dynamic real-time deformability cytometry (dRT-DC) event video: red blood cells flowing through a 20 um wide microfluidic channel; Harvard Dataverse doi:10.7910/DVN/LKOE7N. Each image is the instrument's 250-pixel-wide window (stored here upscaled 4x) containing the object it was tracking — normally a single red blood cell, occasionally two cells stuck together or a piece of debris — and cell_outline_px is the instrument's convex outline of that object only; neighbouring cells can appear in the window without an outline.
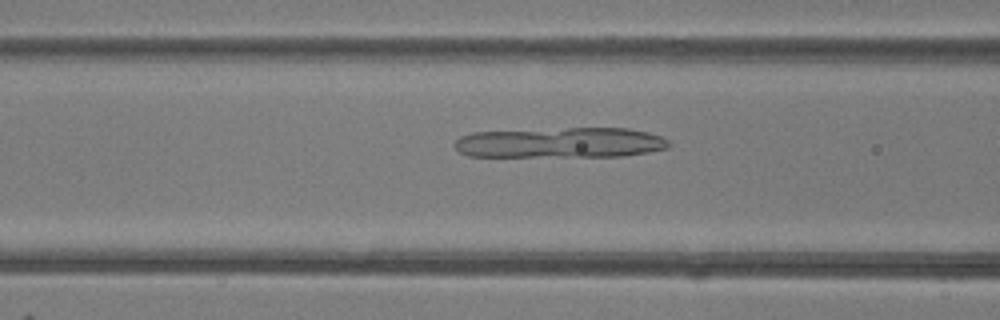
{"species": "common noctule bat (a hibernating species)", "species_latin": "Nyctalus noctula", "temperature_condition": "room temperature", "stored_images_in_passage": 45, "camera_frame_rate_fps": 3000, "um_per_image_px": 0.085, "animal": {"sex": "female"}, "frame": {"image": 1, "passage_image": 16, "time_ms": 5.0, "image_size_px": [1000, 320], "cell_outline_px": [[668, 148], [648, 152], [624, 156], [468, 156], [460, 152], [452, 144], [460, 136], [472, 132], [568, 128], [628, 128], [648, 132], [660, 136], [668, 140]], "centroid_in_image_um": [47.63, 12.12], "position_along_channel_um": 119.0, "area_um2": 37.92}}
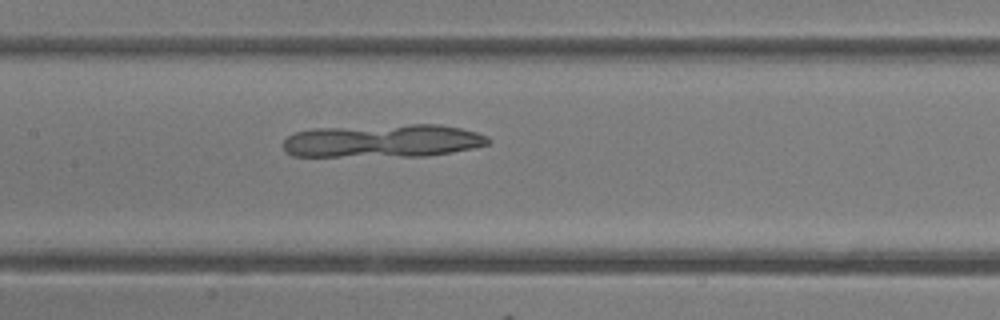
{"frame": {"image": 2, "passage_image": 20, "time_ms": 6.333, "image_size_px": [1000, 320], "cell_outline_px": [[492, 140], [488, 144], [472, 148], [452, 152], [428, 156], [292, 156], [284, 148], [284, 140], [288, 136], [296, 132], [312, 128], [408, 124], [440, 124], [460, 128], [476, 132], [488, 136]], "centroid_in_image_um": [32.57, 11.96], "position_along_channel_um": 174.8, "area_um2": 39.77}}
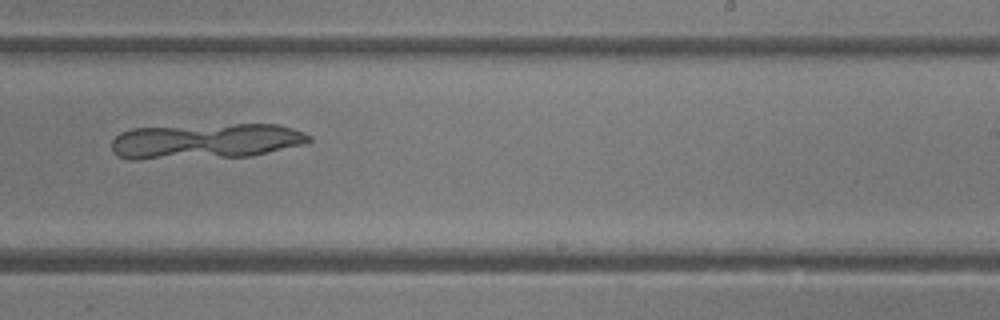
{"frame": {"image": 3, "passage_image": 27, "time_ms": 8.667, "image_size_px": [1000, 320], "cell_outline_px": [[312, 140], [304, 144], [252, 156], [140, 160], [128, 160], [112, 152], [112, 140], [120, 132], [132, 128], [232, 124], [276, 124], [292, 128], [304, 132], [312, 136]], "centroid_in_image_um": [17.47, 12.01], "position_along_channel_um": 271.5, "area_um2": 41.15}}